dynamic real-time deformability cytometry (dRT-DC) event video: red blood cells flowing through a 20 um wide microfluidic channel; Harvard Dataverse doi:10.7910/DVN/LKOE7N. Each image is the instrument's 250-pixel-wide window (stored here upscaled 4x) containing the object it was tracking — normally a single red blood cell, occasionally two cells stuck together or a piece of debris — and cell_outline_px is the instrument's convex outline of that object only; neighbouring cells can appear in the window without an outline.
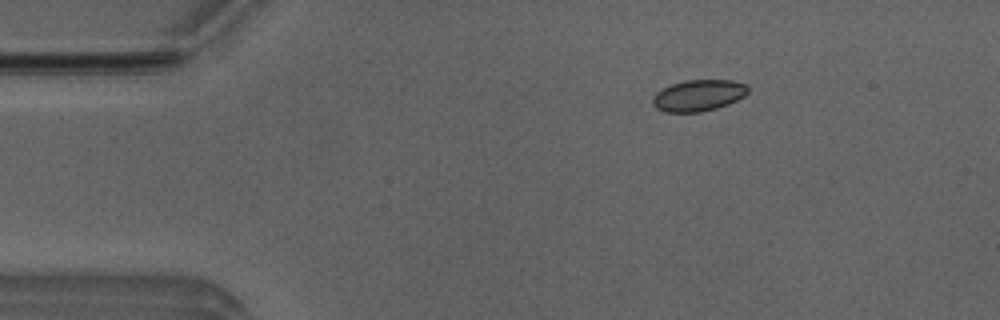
{"species": "Egyptian fruit bat (a non-hibernating species)", "species_latin": "Rousettus aegyptiacus", "temperature_condition": "room temperature", "stored_images_in_passage": 53, "camera_frame_rate_fps": 3000, "um_per_image_px": 0.085, "animal": {"sex": "male"}, "frame": {"image": 1, "passage_image": 9, "time_ms": 2.667, "image_size_px": [1000, 320], "cell_outline_px": [[748, 92], [744, 96], [728, 104], [716, 108], [700, 112], [664, 112], [656, 108], [652, 104], [652, 96], [656, 92], [672, 84], [684, 80], [732, 80], [744, 84], [748, 88]], "centroid_in_image_um": [59.33, 8.11], "position_along_channel_um": 25.7, "area_um2": 17.4}}
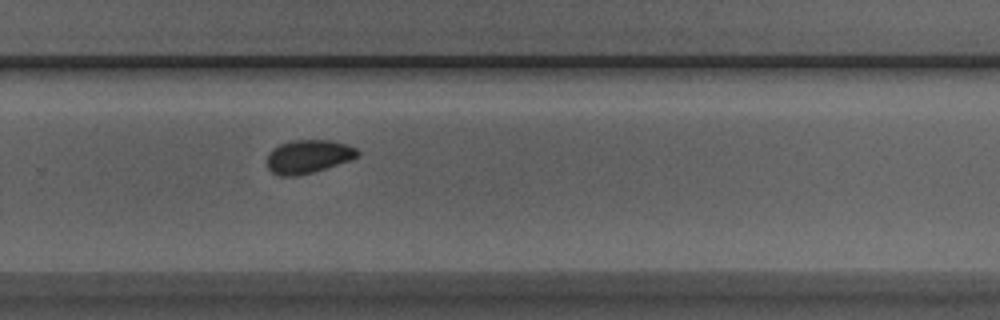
{"frame": {"image": 2, "passage_image": 35, "time_ms": 11.333, "image_size_px": [1000, 320], "cell_outline_px": [[360, 152], [352, 160], [312, 172], [296, 176], [280, 176], [272, 172], [268, 168], [268, 152], [272, 148], [280, 144], [292, 140], [332, 140], [348, 144], [356, 148]], "centroid_in_image_um": [26.21, 13.29], "position_along_channel_um": 303.6, "area_um2": 17.69}}
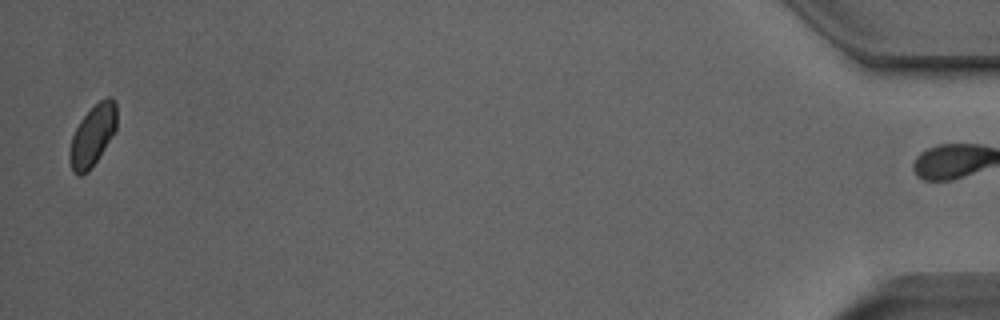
{"frame": {"image": 3, "passage_image": 52, "time_ms": 17.0, "image_size_px": [1000, 320], "cell_outline_px": [[116, 128], [92, 168], [88, 172], [80, 176], [72, 172], [68, 156], [68, 152], [72, 136], [80, 120], [100, 100], [108, 96], [112, 96], [116, 100]], "centroid_in_image_um": [7.85, 11.54], "position_along_channel_um": 427.3, "area_um2": 16.7}}